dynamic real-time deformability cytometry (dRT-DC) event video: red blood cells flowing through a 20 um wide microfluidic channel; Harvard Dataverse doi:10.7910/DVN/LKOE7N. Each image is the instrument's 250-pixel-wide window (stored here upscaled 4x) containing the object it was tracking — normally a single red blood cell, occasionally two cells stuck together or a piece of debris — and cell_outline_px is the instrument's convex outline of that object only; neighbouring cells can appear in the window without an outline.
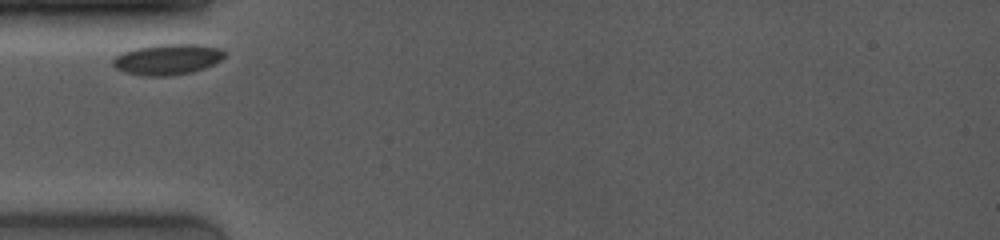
{"species": "common noctule bat (a hibernating species)", "species_latin": "Nyctalus noctula", "temperature_condition": "room temperature", "stored_images_in_passage": 2, "camera_frame_rate_fps": 4000, "um_per_image_px": 0.085, "animal": {"sex": "female", "body_mass_g": 19.0, "forearm_length_mm": 53.3}, "frame": {"image": 1, "passage_image": 1, "time_ms": 0.0, "image_size_px": [1000, 240], "cell_outline_px": [[224, 56], [220, 60], [204, 68], [192, 72], [168, 76], [144, 76], [124, 72], [116, 68], [112, 64], [112, 60], [116, 56], [124, 52], [136, 48], [156, 44], [200, 44], [220, 48], [224, 52]], "centroid_in_image_um": [14.22, 5.04], "position_along_channel_um": 70.8, "area_um2": 19.94}}